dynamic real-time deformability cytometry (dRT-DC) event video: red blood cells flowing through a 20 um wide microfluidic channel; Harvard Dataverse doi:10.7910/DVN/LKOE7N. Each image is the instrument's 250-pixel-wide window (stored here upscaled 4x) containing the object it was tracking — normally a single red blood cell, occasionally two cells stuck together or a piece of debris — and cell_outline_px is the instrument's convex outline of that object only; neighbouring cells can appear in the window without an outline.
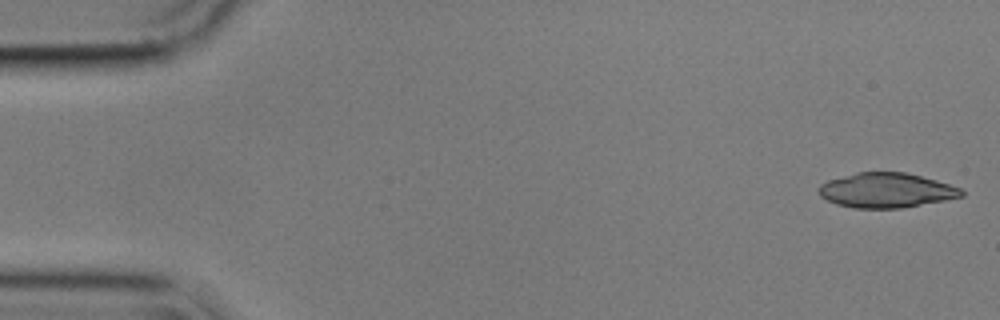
{"species": "common noctule bat (a hibernating species)", "species_latin": "Nyctalus noctula", "temperature_condition": "cold", "stored_images_in_passage": 54, "camera_frame_rate_fps": 3000, "um_per_image_px": 0.085, "animal": {"sex": "male", "body_mass_g": 17.9}, "frame": {"image": 1, "passage_image": 1, "time_ms": 0.0, "image_size_px": [1000, 320], "cell_outline_px": [[964, 196], [944, 200], [900, 208], [852, 208], [836, 204], [820, 196], [816, 188], [820, 184], [828, 180], [856, 172], [904, 172], [936, 180], [960, 188], [964, 192]], "centroid_in_image_um": [75.29, 16.17], "position_along_channel_um": 9.7, "area_um2": 28.84}}
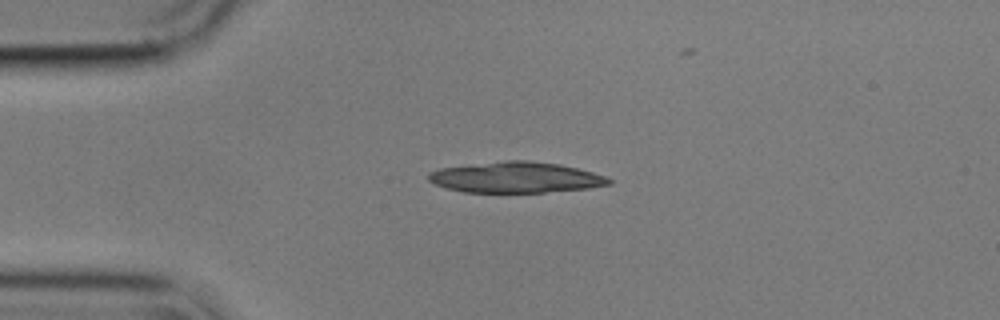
{"frame": {"image": 2, "passage_image": 12, "time_ms": 3.667, "image_size_px": [1000, 320], "cell_outline_px": [[612, 184], [588, 188], [544, 192], [464, 192], [448, 188], [436, 184], [428, 180], [428, 172], [440, 168], [508, 160], [528, 160], [560, 164], [592, 172], [604, 176], [612, 180]], "centroid_in_image_um": [43.85, 15.07], "position_along_channel_um": 41.2, "area_um2": 32.14}}